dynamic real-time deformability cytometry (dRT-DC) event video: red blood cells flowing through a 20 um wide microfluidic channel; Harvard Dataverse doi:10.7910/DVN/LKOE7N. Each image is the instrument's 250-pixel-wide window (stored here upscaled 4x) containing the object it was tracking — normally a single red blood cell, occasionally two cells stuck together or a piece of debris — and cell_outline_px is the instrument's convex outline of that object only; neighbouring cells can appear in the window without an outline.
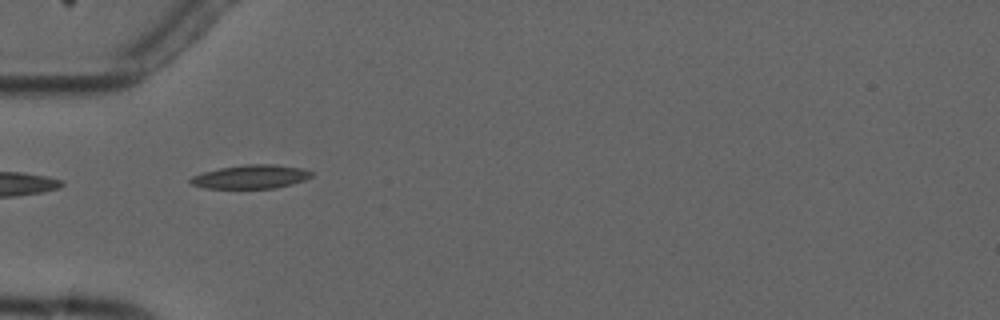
{"species": "common noctule bat (a hibernating species)", "species_latin": "Nyctalus noctula", "temperature_condition": "cold", "stored_images_in_passage": 6, "camera_frame_rate_fps": 3000, "um_per_image_px": 0.085, "animal": {"sex": "male", "forearm_length_mm": 52.5}, "frame": {"image": 1, "passage_image": 5, "time_ms": 5.333, "image_size_px": [1000, 320], "cell_outline_px": [[312, 176], [304, 180], [292, 184], [276, 188], [204, 188], [192, 184], [188, 180], [192, 176], [204, 172], [220, 168], [244, 164], [276, 164], [300, 168], [312, 172]], "centroid_in_image_um": [21.31, 15.02], "position_along_channel_um": 63.7, "area_um2": 16.65}}
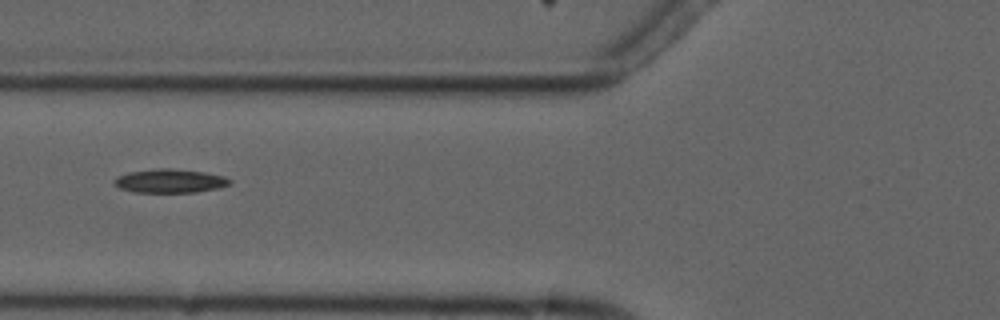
{"frame": {"image": 2, "passage_image": 6, "time_ms": 6.667, "image_size_px": [1000, 320], "cell_outline_px": [[232, 184], [220, 188], [196, 192], [132, 192], [120, 188], [112, 184], [112, 180], [116, 176], [128, 172], [160, 168], [168, 168], [204, 172], [224, 176], [232, 180]], "centroid_in_image_um": [14.43, 15.38], "position_along_channel_um": 111.4, "area_um2": 16.18}}